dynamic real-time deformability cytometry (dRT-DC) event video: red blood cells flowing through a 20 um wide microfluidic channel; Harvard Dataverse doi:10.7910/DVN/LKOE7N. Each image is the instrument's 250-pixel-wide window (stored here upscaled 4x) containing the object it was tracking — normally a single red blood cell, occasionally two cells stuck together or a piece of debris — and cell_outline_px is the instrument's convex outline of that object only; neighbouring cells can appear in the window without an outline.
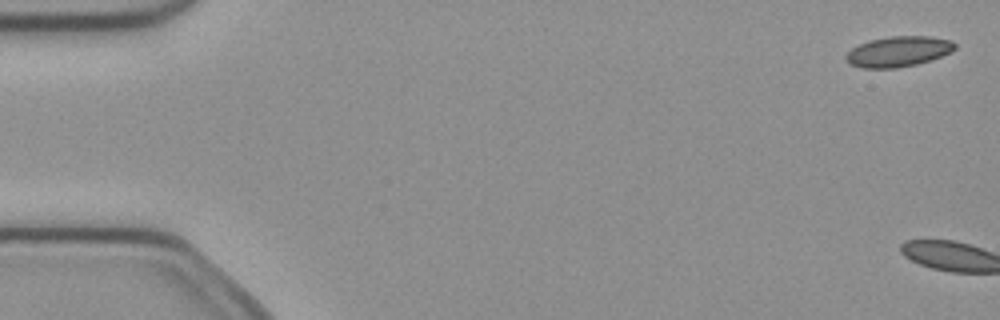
{"species": "common noctule bat (a hibernating species)", "species_latin": "Nyctalus noctula", "temperature_condition": "cold", "stored_images_in_passage": 5, "camera_frame_rate_fps": 3000, "um_per_image_px": 0.085, "animal": {"sex": "female", "body_mass_g": 21.9}, "frame": {"image": 1, "passage_image": 1, "time_ms": 0.0, "image_size_px": [1000, 320], "cell_outline_px": [[956, 48], [952, 52], [932, 60], [916, 64], [896, 68], [860, 68], [848, 64], [844, 60], [844, 56], [852, 48], [868, 40], [892, 36], [928, 36], [952, 40], [956, 44]], "centroid_in_image_um": [76.35, 4.38], "position_along_channel_um": 8.7, "area_um2": 19.59}}